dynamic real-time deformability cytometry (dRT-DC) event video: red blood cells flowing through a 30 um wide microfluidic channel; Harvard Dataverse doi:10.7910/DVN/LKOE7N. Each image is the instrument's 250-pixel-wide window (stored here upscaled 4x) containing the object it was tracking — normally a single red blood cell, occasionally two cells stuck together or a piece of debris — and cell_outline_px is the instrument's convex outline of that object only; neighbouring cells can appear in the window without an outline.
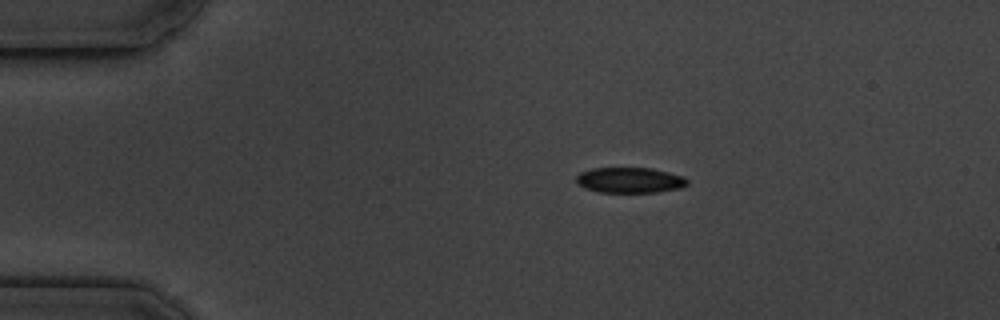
{"species": "common noctule bat (a hibernating species)", "species_latin": "Nyctalus noctula", "temperature_condition": "cold", "stored_images_in_passage": 5, "camera_frame_rate_fps": 3000, "um_per_image_px": 0.085, "animal": {"sex": "male", "body_mass_g": 19.5, "forearm_length_mm": 54.6}, "frame": {"image": 1, "passage_image": 3, "time_ms": 2.333, "image_size_px": [1000, 320], "cell_outline_px": [[688, 184], [680, 188], [656, 192], [600, 192], [584, 188], [576, 180], [576, 176], [580, 172], [592, 168], [652, 168], [684, 176], [688, 180]], "centroid_in_image_um": [53.54, 15.31], "position_along_channel_um": 31.5, "area_um2": 16.47}}